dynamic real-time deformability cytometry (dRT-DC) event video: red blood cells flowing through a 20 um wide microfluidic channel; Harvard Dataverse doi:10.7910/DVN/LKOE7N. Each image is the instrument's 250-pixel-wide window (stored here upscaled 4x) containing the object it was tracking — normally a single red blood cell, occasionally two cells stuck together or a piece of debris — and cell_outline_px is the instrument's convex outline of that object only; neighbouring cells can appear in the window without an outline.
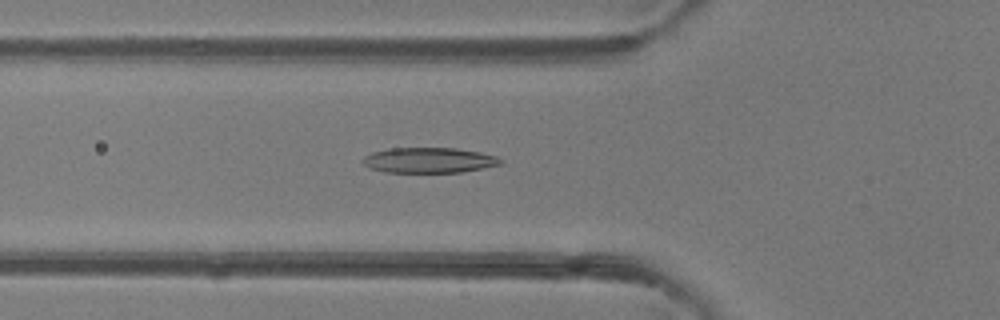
{"species": "common noctule bat (a hibernating species)", "species_latin": "Nyctalus noctula", "temperature_condition": "room temperature", "stored_images_in_passage": 50, "camera_frame_rate_fps": 3000, "um_per_image_px": 0.085, "animal": {"sex": "female"}, "frame": {"image": 1, "passage_image": 18, "time_ms": 5.667, "image_size_px": [1000, 320], "cell_outline_px": [[504, 164], [464, 172], [384, 172], [368, 168], [360, 160], [364, 156], [372, 152], [392, 148], [456, 148], [480, 152], [496, 156], [504, 160]], "centroid_in_image_um": [36.48, 13.62], "position_along_channel_um": 89.3, "area_um2": 20.58}}
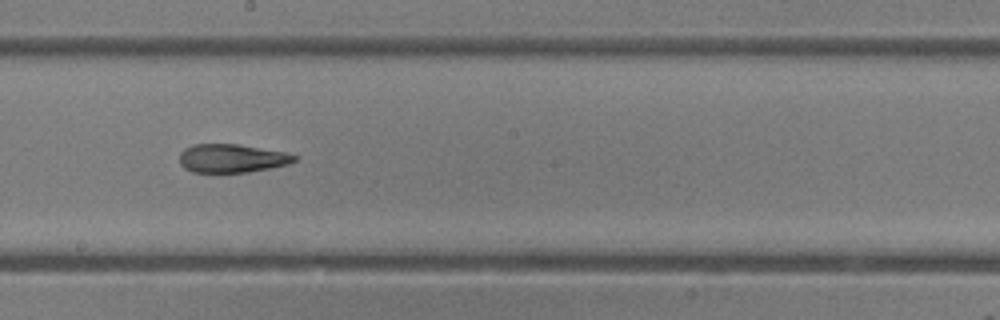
{"frame": {"image": 2, "passage_image": 28, "time_ms": 9.0, "image_size_px": [1000, 320], "cell_outline_px": [[296, 160], [288, 164], [272, 168], [248, 172], [192, 172], [184, 168], [180, 164], [180, 152], [184, 148], [192, 144], [236, 144], [284, 152], [296, 156]], "centroid_in_image_um": [19.67, 13.46], "position_along_channel_um": 228.5, "area_um2": 19.02}}
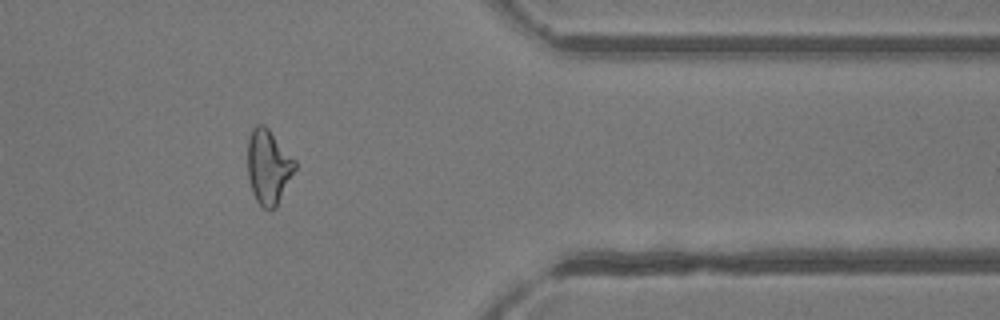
{"frame": {"image": 3, "passage_image": 41, "time_ms": 13.333, "image_size_px": [1000, 320], "cell_outline_px": [[296, 168], [276, 208], [264, 208], [256, 200], [252, 192], [248, 176], [248, 136], [252, 128], [256, 124], [264, 124], [268, 128], [296, 160]], "centroid_in_image_um": [22.81, 14.15], "position_along_channel_um": 388.6, "area_um2": 20.58}, "authors_computed_cell_mechanics": {"area_um2": 20.6635, "velocity_mm_per_s": 4.1449, "shape_relaxation_time_tau1_ms": 8.9335, "shape_relaxation_time_tau2_ms": 2.4011, "deformation_change_tau1": 0.2702, "deformation_change_tau2": 0.1188}}